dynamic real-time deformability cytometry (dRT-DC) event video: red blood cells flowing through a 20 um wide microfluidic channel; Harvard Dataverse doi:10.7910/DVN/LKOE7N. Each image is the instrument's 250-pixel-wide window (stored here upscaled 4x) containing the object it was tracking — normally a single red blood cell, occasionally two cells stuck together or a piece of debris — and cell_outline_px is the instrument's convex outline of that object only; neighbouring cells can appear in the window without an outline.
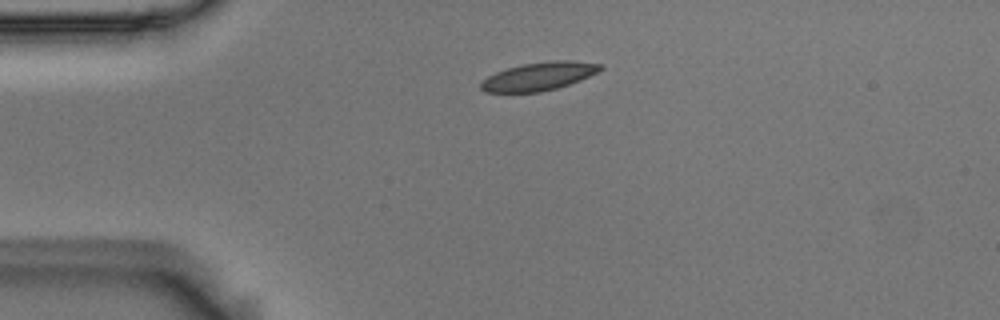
{"species": "Egyptian fruit bat (a non-hibernating species)", "species_latin": "Rousettus aegyptiacus", "temperature_condition": "room temperature", "stored_images_in_passage": 3, "camera_frame_rate_fps": 3000, "um_per_image_px": 0.085, "animal": {"sex": "male"}, "frame": {"image": 1, "passage_image": 1, "time_ms": 0.0, "image_size_px": [1000, 320], "cell_outline_px": [[604, 68], [600, 72], [580, 80], [556, 88], [540, 92], [484, 92], [480, 88], [480, 84], [488, 76], [496, 72], [520, 64], [552, 60], [572, 60], [600, 64]], "centroid_in_image_um": [45.83, 6.47], "position_along_channel_um": 39.2, "area_um2": 19.65}}
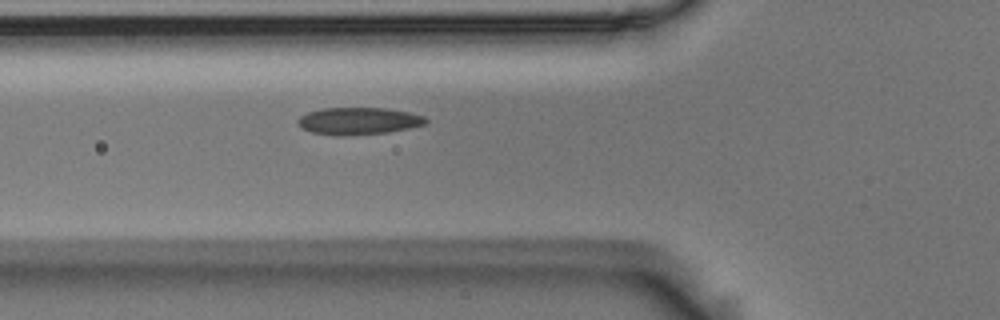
{"frame": {"image": 2, "passage_image": 3, "time_ms": 0.667, "image_size_px": [1000, 320], "cell_outline_px": [[428, 120], [424, 124], [408, 128], [388, 132], [340, 136], [336, 136], [312, 132], [300, 128], [296, 124], [296, 120], [300, 116], [308, 112], [324, 108], [388, 108], [408, 112], [424, 116]], "centroid_in_image_um": [30.42, 10.28], "position_along_channel_um": 95.4, "area_um2": 20.29}}